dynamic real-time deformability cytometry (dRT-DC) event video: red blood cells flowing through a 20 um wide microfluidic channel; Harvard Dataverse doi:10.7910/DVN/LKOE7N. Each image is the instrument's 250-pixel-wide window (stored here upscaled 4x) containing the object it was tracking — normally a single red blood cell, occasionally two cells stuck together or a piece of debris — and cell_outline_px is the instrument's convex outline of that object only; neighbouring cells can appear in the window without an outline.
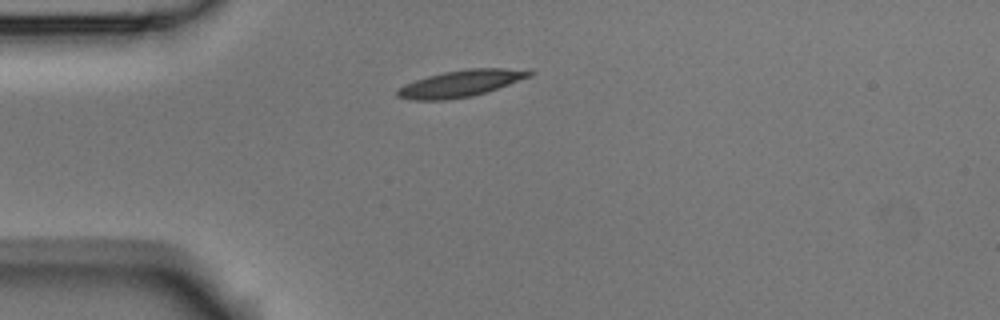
{"species": "Egyptian fruit bat (a non-hibernating species)", "species_latin": "Rousettus aegyptiacus", "temperature_condition": "room temperature", "stored_images_in_passage": 3, "camera_frame_rate_fps": 3000, "um_per_image_px": 0.085, "animal": {"sex": "male"}, "frame": {"image": 1, "passage_image": 1, "time_ms": 0.0, "image_size_px": [1000, 320], "cell_outline_px": [[536, 72], [532, 76], [472, 96], [444, 100], [412, 100], [396, 96], [396, 88], [404, 84], [428, 76], [444, 72], [468, 68], [504, 68]], "centroid_in_image_um": [39.1, 7.1], "position_along_channel_um": 45.9, "area_um2": 20.29}}
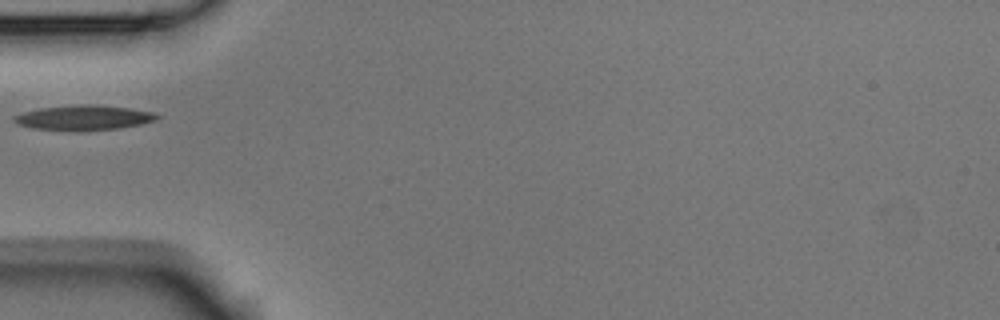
{"frame": {"image": 2, "passage_image": 2, "time_ms": 0.333, "image_size_px": [1000, 320], "cell_outline_px": [[160, 116], [156, 120], [140, 124], [120, 128], [32, 128], [20, 124], [12, 120], [12, 116], [24, 112], [40, 108], [80, 104], [100, 104], [132, 108], [156, 112]], "centroid_in_image_um": [7.2, 9.94], "position_along_channel_um": 77.8, "area_um2": 19.94}}
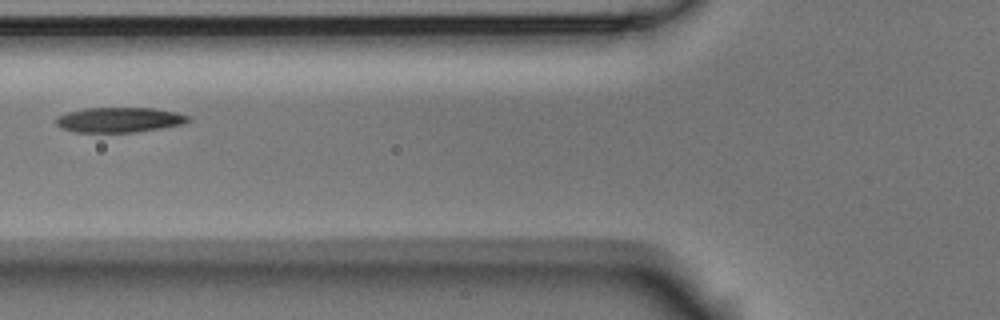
{"frame": {"image": 3, "passage_image": 3, "time_ms": 0.667, "image_size_px": [1000, 320], "cell_outline_px": [[192, 120], [184, 124], [136, 132], [76, 132], [64, 128], [56, 124], [56, 116], [68, 112], [84, 108], [156, 108], [176, 112], [188, 116]], "centroid_in_image_um": [10.17, 10.18], "position_along_channel_um": 115.6, "area_um2": 19.25}}